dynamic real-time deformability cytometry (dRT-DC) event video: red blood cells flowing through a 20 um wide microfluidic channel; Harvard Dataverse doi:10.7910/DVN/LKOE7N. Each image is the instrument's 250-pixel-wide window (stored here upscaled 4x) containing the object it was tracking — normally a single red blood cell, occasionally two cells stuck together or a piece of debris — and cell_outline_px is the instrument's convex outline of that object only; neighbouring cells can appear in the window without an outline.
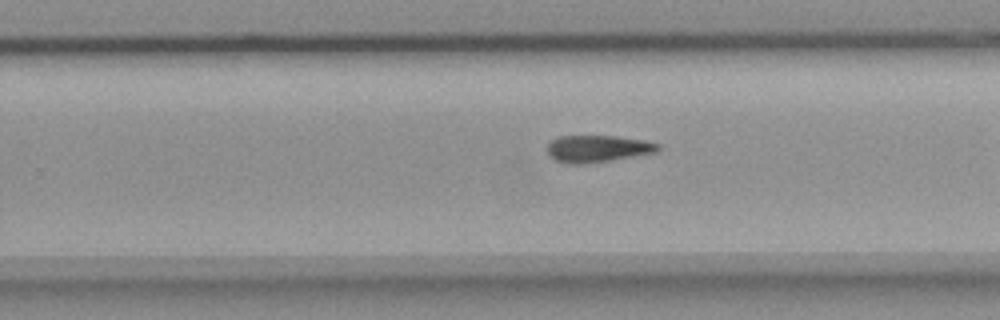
{"species": "common noctule bat (a hibernating species)", "species_latin": "Nyctalus noctula", "temperature_condition": "room temperature", "stored_images_in_passage": 29, "camera_frame_rate_fps": 3000, "um_per_image_px": 0.085, "animal": {"sex": "female", "body_mass_g": 18.4}, "frame": {"image": 1, "passage_image": 21, "time_ms": 6.667, "image_size_px": [1000, 320], "cell_outline_px": [[660, 148], [656, 152], [608, 160], [580, 164], [572, 164], [556, 160], [548, 152], [548, 144], [556, 136], [616, 136], [644, 140], [660, 144]], "centroid_in_image_um": [50.8, 12.62], "position_along_channel_um": 279.0, "area_um2": 17.05}}
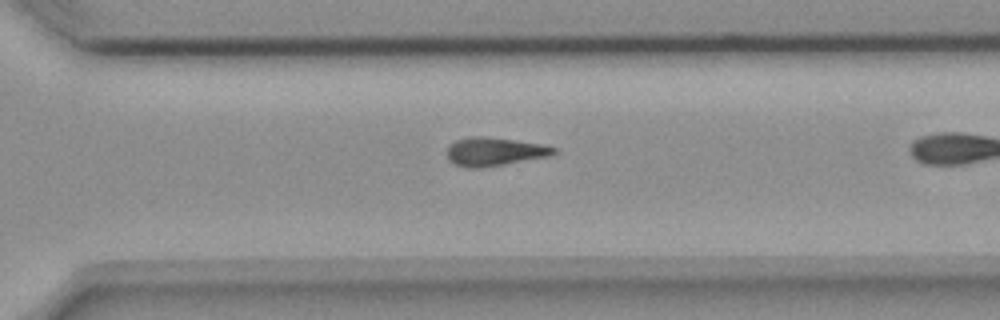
{"frame": {"image": 2, "passage_image": 25, "time_ms": 8.0, "image_size_px": [1000, 320], "cell_outline_px": [[556, 152], [552, 156], [480, 168], [468, 168], [456, 164], [448, 160], [448, 148], [456, 140], [472, 136], [484, 136], [540, 144], [556, 148]], "centroid_in_image_um": [42.04, 12.9], "position_along_channel_um": 328.6, "area_um2": 17.46}}